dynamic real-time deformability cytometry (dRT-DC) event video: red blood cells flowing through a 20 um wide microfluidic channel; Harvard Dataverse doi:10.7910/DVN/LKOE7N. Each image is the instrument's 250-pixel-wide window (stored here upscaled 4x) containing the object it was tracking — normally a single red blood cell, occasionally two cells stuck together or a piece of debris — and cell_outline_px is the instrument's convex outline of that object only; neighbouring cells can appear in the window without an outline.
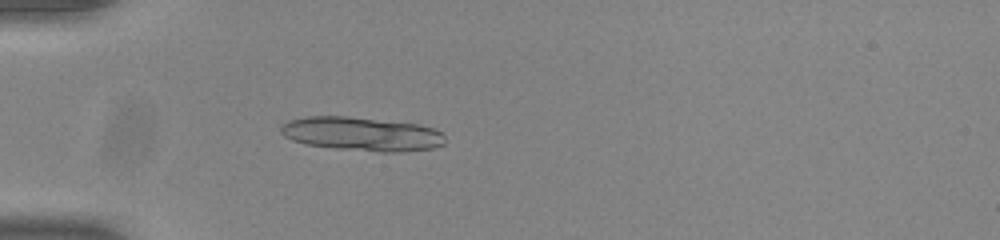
{"species": "common noctule bat (a hibernating species)", "species_latin": "Nyctalus noctula", "temperature_condition": "room temperature", "stored_images_in_passage": 6, "camera_frame_rate_fps": 3000, "um_per_image_px": 0.085, "animal": {"sex": "male", "body_mass_g": 20.0, "forearm_length_mm": 53.3}, "frame": {"image": 1, "passage_image": 2, "time_ms": 0.333, "image_size_px": [1000, 240], "cell_outline_px": [[444, 144], [432, 148], [400, 152], [380, 152], [336, 148], [304, 144], [292, 140], [284, 136], [280, 132], [280, 128], [288, 120], [308, 116], [344, 116], [420, 124], [432, 128], [440, 132], [444, 136]], "centroid_in_image_um": [30.73, 11.39], "position_along_channel_um": 54.3, "area_um2": 32.31}}